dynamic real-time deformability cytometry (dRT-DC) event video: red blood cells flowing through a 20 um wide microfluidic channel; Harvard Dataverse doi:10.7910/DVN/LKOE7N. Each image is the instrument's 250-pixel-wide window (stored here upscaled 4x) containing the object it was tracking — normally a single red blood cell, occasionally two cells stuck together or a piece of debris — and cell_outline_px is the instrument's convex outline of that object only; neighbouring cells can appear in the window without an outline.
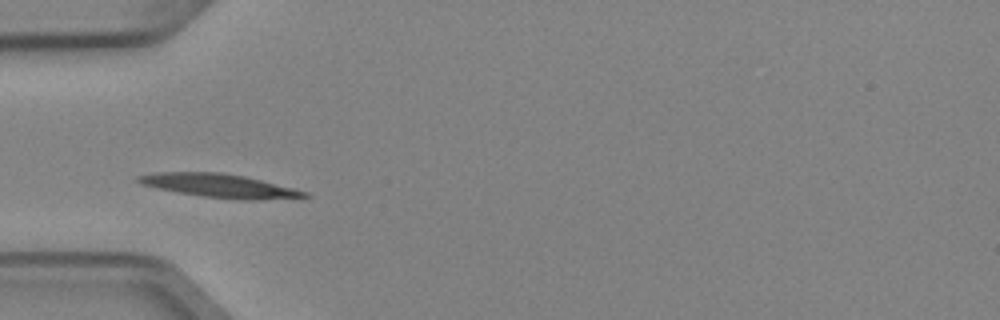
{"species": "Egyptian fruit bat (a non-hibernating species)", "species_latin": "Rousettus aegyptiacus", "temperature_condition": "cold", "stored_images_in_passage": 37, "camera_frame_rate_fps": 3000, "um_per_image_px": 0.085, "animal": {"sex": "female"}, "frame": {"image": 1, "passage_image": 11, "time_ms": 3.333, "image_size_px": [1000, 320], "cell_outline_px": [[312, 196], [300, 200], [240, 200], [204, 196], [176, 192], [156, 188], [140, 184], [136, 180], [136, 176], [156, 172], [220, 172], [244, 176], [308, 192]], "centroid_in_image_um": [18.76, 15.81], "position_along_channel_um": 66.2, "area_um2": 23.29}}
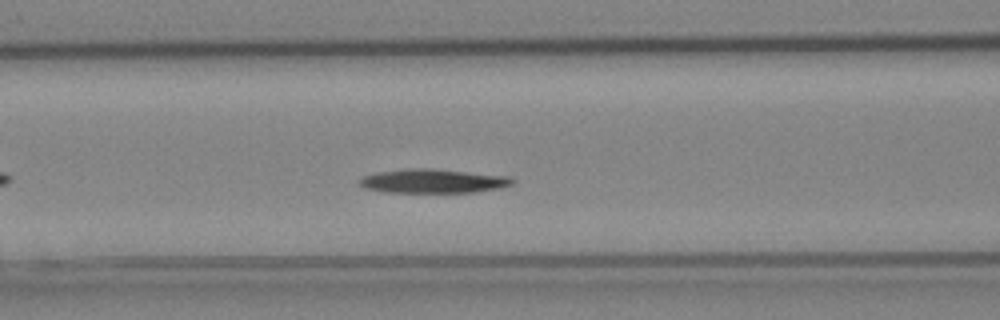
{"frame": {"image": 2, "passage_image": 16, "time_ms": 5.0, "image_size_px": [1000, 320], "cell_outline_px": [[516, 180], [512, 184], [500, 188], [476, 192], [384, 192], [364, 188], [360, 184], [360, 180], [364, 176], [376, 172], [408, 168], [432, 168], [512, 176]], "centroid_in_image_um": [36.86, 15.38], "position_along_channel_um": 129.7, "area_um2": 21.56}, "authors_computed_cell_mechanics": {"area_um2": 20.808, "velocity_mm_per_s": 3.8847, "shape_relaxation_time_tau1_ms": 2.9066, "shape_relaxation_time_tau2_ms": null, "deformation_change_tau1": 0.1281, "deformation_change_tau2": null}}